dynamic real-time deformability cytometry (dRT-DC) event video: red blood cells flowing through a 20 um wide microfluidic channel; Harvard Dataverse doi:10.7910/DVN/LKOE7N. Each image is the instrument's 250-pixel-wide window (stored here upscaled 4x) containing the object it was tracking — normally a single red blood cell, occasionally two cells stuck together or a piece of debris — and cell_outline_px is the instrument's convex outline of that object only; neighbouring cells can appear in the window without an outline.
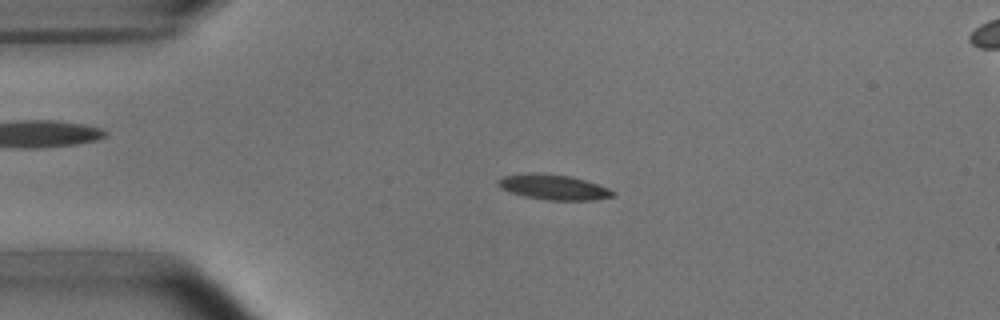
{"species": "common noctule bat (a hibernating species)", "species_latin": "Nyctalus noctula", "temperature_condition": "room temperature", "stored_images_in_passage": 4, "camera_frame_rate_fps": 3000, "um_per_image_px": 0.085, "animal": {"sex": "male", "body_mass_g": 15.6}, "frame": {"image": 1, "passage_image": 3, "time_ms": 2.333, "image_size_px": [1000, 320], "cell_outline_px": [[616, 196], [596, 200], [548, 200], [524, 196], [500, 188], [496, 180], [504, 176], [528, 172], [532, 172], [568, 176], [584, 180], [608, 188], [616, 192]], "centroid_in_image_um": [47.05, 15.91], "position_along_channel_um": 37.9, "area_um2": 16.76}}